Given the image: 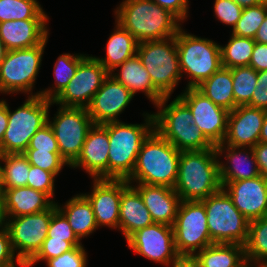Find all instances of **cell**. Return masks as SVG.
<instances>
[{
	"instance_id": "cell-39",
	"label": "cell",
	"mask_w": 267,
	"mask_h": 267,
	"mask_svg": "<svg viewBox=\"0 0 267 267\" xmlns=\"http://www.w3.org/2000/svg\"><path fill=\"white\" fill-rule=\"evenodd\" d=\"M23 154L27 157L30 165L52 172L55 176L59 174L63 166L68 165L61 157L60 153H49L48 151H37V149H26Z\"/></svg>"
},
{
	"instance_id": "cell-22",
	"label": "cell",
	"mask_w": 267,
	"mask_h": 267,
	"mask_svg": "<svg viewBox=\"0 0 267 267\" xmlns=\"http://www.w3.org/2000/svg\"><path fill=\"white\" fill-rule=\"evenodd\" d=\"M47 20L28 19L1 22L0 38L8 51L35 47L48 38Z\"/></svg>"
},
{
	"instance_id": "cell-34",
	"label": "cell",
	"mask_w": 267,
	"mask_h": 267,
	"mask_svg": "<svg viewBox=\"0 0 267 267\" xmlns=\"http://www.w3.org/2000/svg\"><path fill=\"white\" fill-rule=\"evenodd\" d=\"M254 46V39L232 34L228 44L220 46L222 67L249 66Z\"/></svg>"
},
{
	"instance_id": "cell-30",
	"label": "cell",
	"mask_w": 267,
	"mask_h": 267,
	"mask_svg": "<svg viewBox=\"0 0 267 267\" xmlns=\"http://www.w3.org/2000/svg\"><path fill=\"white\" fill-rule=\"evenodd\" d=\"M194 257L200 267H242L247 262L244 245L240 244L214 243Z\"/></svg>"
},
{
	"instance_id": "cell-18",
	"label": "cell",
	"mask_w": 267,
	"mask_h": 267,
	"mask_svg": "<svg viewBox=\"0 0 267 267\" xmlns=\"http://www.w3.org/2000/svg\"><path fill=\"white\" fill-rule=\"evenodd\" d=\"M134 95L112 75H108L87 107L94 124L120 121L118 116L133 100Z\"/></svg>"
},
{
	"instance_id": "cell-14",
	"label": "cell",
	"mask_w": 267,
	"mask_h": 267,
	"mask_svg": "<svg viewBox=\"0 0 267 267\" xmlns=\"http://www.w3.org/2000/svg\"><path fill=\"white\" fill-rule=\"evenodd\" d=\"M108 75L105 67L96 60L95 56L86 55L79 63L73 78L52 104L87 108Z\"/></svg>"
},
{
	"instance_id": "cell-19",
	"label": "cell",
	"mask_w": 267,
	"mask_h": 267,
	"mask_svg": "<svg viewBox=\"0 0 267 267\" xmlns=\"http://www.w3.org/2000/svg\"><path fill=\"white\" fill-rule=\"evenodd\" d=\"M234 206L249 220L267 215V179L257 176L221 185Z\"/></svg>"
},
{
	"instance_id": "cell-55",
	"label": "cell",
	"mask_w": 267,
	"mask_h": 267,
	"mask_svg": "<svg viewBox=\"0 0 267 267\" xmlns=\"http://www.w3.org/2000/svg\"><path fill=\"white\" fill-rule=\"evenodd\" d=\"M259 142L267 143V111H266L265 118L263 121V126L261 128V133L259 136Z\"/></svg>"
},
{
	"instance_id": "cell-33",
	"label": "cell",
	"mask_w": 267,
	"mask_h": 267,
	"mask_svg": "<svg viewBox=\"0 0 267 267\" xmlns=\"http://www.w3.org/2000/svg\"><path fill=\"white\" fill-rule=\"evenodd\" d=\"M84 54H62L57 58L54 65L55 87L52 89H45L34 93L40 95L45 99L53 101L61 91L68 85L70 80L75 75L79 63L85 58Z\"/></svg>"
},
{
	"instance_id": "cell-47",
	"label": "cell",
	"mask_w": 267,
	"mask_h": 267,
	"mask_svg": "<svg viewBox=\"0 0 267 267\" xmlns=\"http://www.w3.org/2000/svg\"><path fill=\"white\" fill-rule=\"evenodd\" d=\"M17 259L19 258L15 256V252L11 245L10 233L6 227L0 230V267L16 262Z\"/></svg>"
},
{
	"instance_id": "cell-57",
	"label": "cell",
	"mask_w": 267,
	"mask_h": 267,
	"mask_svg": "<svg viewBox=\"0 0 267 267\" xmlns=\"http://www.w3.org/2000/svg\"><path fill=\"white\" fill-rule=\"evenodd\" d=\"M15 263H17L20 267H31L29 261L25 259H17L16 262L2 267H16Z\"/></svg>"
},
{
	"instance_id": "cell-26",
	"label": "cell",
	"mask_w": 267,
	"mask_h": 267,
	"mask_svg": "<svg viewBox=\"0 0 267 267\" xmlns=\"http://www.w3.org/2000/svg\"><path fill=\"white\" fill-rule=\"evenodd\" d=\"M140 193L129 185L122 193L119 207V230L127 239L135 231L153 224Z\"/></svg>"
},
{
	"instance_id": "cell-58",
	"label": "cell",
	"mask_w": 267,
	"mask_h": 267,
	"mask_svg": "<svg viewBox=\"0 0 267 267\" xmlns=\"http://www.w3.org/2000/svg\"><path fill=\"white\" fill-rule=\"evenodd\" d=\"M7 51L8 50L6 49L5 44L3 43L2 39L0 38V65L3 62Z\"/></svg>"
},
{
	"instance_id": "cell-48",
	"label": "cell",
	"mask_w": 267,
	"mask_h": 267,
	"mask_svg": "<svg viewBox=\"0 0 267 267\" xmlns=\"http://www.w3.org/2000/svg\"><path fill=\"white\" fill-rule=\"evenodd\" d=\"M160 7L165 8L171 11L174 15H176L183 23L188 17V0H152Z\"/></svg>"
},
{
	"instance_id": "cell-60",
	"label": "cell",
	"mask_w": 267,
	"mask_h": 267,
	"mask_svg": "<svg viewBox=\"0 0 267 267\" xmlns=\"http://www.w3.org/2000/svg\"><path fill=\"white\" fill-rule=\"evenodd\" d=\"M253 265H251L250 263L246 262L242 267H252ZM254 267V266H253Z\"/></svg>"
},
{
	"instance_id": "cell-20",
	"label": "cell",
	"mask_w": 267,
	"mask_h": 267,
	"mask_svg": "<svg viewBox=\"0 0 267 267\" xmlns=\"http://www.w3.org/2000/svg\"><path fill=\"white\" fill-rule=\"evenodd\" d=\"M267 110L250 106H237L229 112L224 144L236 147H254L259 136Z\"/></svg>"
},
{
	"instance_id": "cell-42",
	"label": "cell",
	"mask_w": 267,
	"mask_h": 267,
	"mask_svg": "<svg viewBox=\"0 0 267 267\" xmlns=\"http://www.w3.org/2000/svg\"><path fill=\"white\" fill-rule=\"evenodd\" d=\"M74 246L64 240L53 239L52 237H47L41 249L38 253L29 261L30 266L32 267L38 261H47L48 259L56 258L62 255L65 252L72 250Z\"/></svg>"
},
{
	"instance_id": "cell-52",
	"label": "cell",
	"mask_w": 267,
	"mask_h": 267,
	"mask_svg": "<svg viewBox=\"0 0 267 267\" xmlns=\"http://www.w3.org/2000/svg\"><path fill=\"white\" fill-rule=\"evenodd\" d=\"M8 126V104L3 99L0 100V144L2 143V139L4 136V133Z\"/></svg>"
},
{
	"instance_id": "cell-50",
	"label": "cell",
	"mask_w": 267,
	"mask_h": 267,
	"mask_svg": "<svg viewBox=\"0 0 267 267\" xmlns=\"http://www.w3.org/2000/svg\"><path fill=\"white\" fill-rule=\"evenodd\" d=\"M260 175L267 179V143L259 142L252 147Z\"/></svg>"
},
{
	"instance_id": "cell-6",
	"label": "cell",
	"mask_w": 267,
	"mask_h": 267,
	"mask_svg": "<svg viewBox=\"0 0 267 267\" xmlns=\"http://www.w3.org/2000/svg\"><path fill=\"white\" fill-rule=\"evenodd\" d=\"M52 101L40 95L28 97L15 111L8 105V126L4 133L0 151L3 154L24 153L31 138L48 123Z\"/></svg>"
},
{
	"instance_id": "cell-11",
	"label": "cell",
	"mask_w": 267,
	"mask_h": 267,
	"mask_svg": "<svg viewBox=\"0 0 267 267\" xmlns=\"http://www.w3.org/2000/svg\"><path fill=\"white\" fill-rule=\"evenodd\" d=\"M173 231L179 255L194 256L198 250L214 244L209 234L206 209L201 201H181Z\"/></svg>"
},
{
	"instance_id": "cell-5",
	"label": "cell",
	"mask_w": 267,
	"mask_h": 267,
	"mask_svg": "<svg viewBox=\"0 0 267 267\" xmlns=\"http://www.w3.org/2000/svg\"><path fill=\"white\" fill-rule=\"evenodd\" d=\"M170 96L164 97L153 113L155 130L179 151H202L215 148L194 124L189 107L177 96L166 105ZM162 108V109H161Z\"/></svg>"
},
{
	"instance_id": "cell-12",
	"label": "cell",
	"mask_w": 267,
	"mask_h": 267,
	"mask_svg": "<svg viewBox=\"0 0 267 267\" xmlns=\"http://www.w3.org/2000/svg\"><path fill=\"white\" fill-rule=\"evenodd\" d=\"M48 124L54 131L61 157L71 166L79 157L87 133L94 125L87 108L59 105L53 121L48 114Z\"/></svg>"
},
{
	"instance_id": "cell-49",
	"label": "cell",
	"mask_w": 267,
	"mask_h": 267,
	"mask_svg": "<svg viewBox=\"0 0 267 267\" xmlns=\"http://www.w3.org/2000/svg\"><path fill=\"white\" fill-rule=\"evenodd\" d=\"M249 66L257 72L267 70V44L255 42Z\"/></svg>"
},
{
	"instance_id": "cell-25",
	"label": "cell",
	"mask_w": 267,
	"mask_h": 267,
	"mask_svg": "<svg viewBox=\"0 0 267 267\" xmlns=\"http://www.w3.org/2000/svg\"><path fill=\"white\" fill-rule=\"evenodd\" d=\"M6 217L29 215L50 209L56 202L28 186L0 189Z\"/></svg>"
},
{
	"instance_id": "cell-21",
	"label": "cell",
	"mask_w": 267,
	"mask_h": 267,
	"mask_svg": "<svg viewBox=\"0 0 267 267\" xmlns=\"http://www.w3.org/2000/svg\"><path fill=\"white\" fill-rule=\"evenodd\" d=\"M109 146L107 129L102 124H94L87 133L79 157L70 167H82L94 179H108Z\"/></svg>"
},
{
	"instance_id": "cell-31",
	"label": "cell",
	"mask_w": 267,
	"mask_h": 267,
	"mask_svg": "<svg viewBox=\"0 0 267 267\" xmlns=\"http://www.w3.org/2000/svg\"><path fill=\"white\" fill-rule=\"evenodd\" d=\"M231 69L221 67L196 88L216 105L232 111L235 108Z\"/></svg>"
},
{
	"instance_id": "cell-44",
	"label": "cell",
	"mask_w": 267,
	"mask_h": 267,
	"mask_svg": "<svg viewBox=\"0 0 267 267\" xmlns=\"http://www.w3.org/2000/svg\"><path fill=\"white\" fill-rule=\"evenodd\" d=\"M46 263L48 267H86L87 253L83 245L76 246L56 258L48 259Z\"/></svg>"
},
{
	"instance_id": "cell-15",
	"label": "cell",
	"mask_w": 267,
	"mask_h": 267,
	"mask_svg": "<svg viewBox=\"0 0 267 267\" xmlns=\"http://www.w3.org/2000/svg\"><path fill=\"white\" fill-rule=\"evenodd\" d=\"M178 97L189 107L194 124L214 145L223 143L228 124V110L216 105L197 88H185Z\"/></svg>"
},
{
	"instance_id": "cell-59",
	"label": "cell",
	"mask_w": 267,
	"mask_h": 267,
	"mask_svg": "<svg viewBox=\"0 0 267 267\" xmlns=\"http://www.w3.org/2000/svg\"><path fill=\"white\" fill-rule=\"evenodd\" d=\"M4 160V154L0 151V189H1V185H2V179H3V166L1 164H3Z\"/></svg>"
},
{
	"instance_id": "cell-40",
	"label": "cell",
	"mask_w": 267,
	"mask_h": 267,
	"mask_svg": "<svg viewBox=\"0 0 267 267\" xmlns=\"http://www.w3.org/2000/svg\"><path fill=\"white\" fill-rule=\"evenodd\" d=\"M47 237L70 242L74 247L82 246L66 217L57 209L53 214L48 227Z\"/></svg>"
},
{
	"instance_id": "cell-9",
	"label": "cell",
	"mask_w": 267,
	"mask_h": 267,
	"mask_svg": "<svg viewBox=\"0 0 267 267\" xmlns=\"http://www.w3.org/2000/svg\"><path fill=\"white\" fill-rule=\"evenodd\" d=\"M137 55L148 71L153 85L165 96H171L182 73L175 36L138 44Z\"/></svg>"
},
{
	"instance_id": "cell-45",
	"label": "cell",
	"mask_w": 267,
	"mask_h": 267,
	"mask_svg": "<svg viewBox=\"0 0 267 267\" xmlns=\"http://www.w3.org/2000/svg\"><path fill=\"white\" fill-rule=\"evenodd\" d=\"M243 8L232 0H215L214 13L220 22L233 27L241 17Z\"/></svg>"
},
{
	"instance_id": "cell-41",
	"label": "cell",
	"mask_w": 267,
	"mask_h": 267,
	"mask_svg": "<svg viewBox=\"0 0 267 267\" xmlns=\"http://www.w3.org/2000/svg\"><path fill=\"white\" fill-rule=\"evenodd\" d=\"M56 176L49 171L30 165L27 186L47 194L51 199L54 196V181Z\"/></svg>"
},
{
	"instance_id": "cell-54",
	"label": "cell",
	"mask_w": 267,
	"mask_h": 267,
	"mask_svg": "<svg viewBox=\"0 0 267 267\" xmlns=\"http://www.w3.org/2000/svg\"><path fill=\"white\" fill-rule=\"evenodd\" d=\"M242 8L252 7L264 3L266 0H232Z\"/></svg>"
},
{
	"instance_id": "cell-23",
	"label": "cell",
	"mask_w": 267,
	"mask_h": 267,
	"mask_svg": "<svg viewBox=\"0 0 267 267\" xmlns=\"http://www.w3.org/2000/svg\"><path fill=\"white\" fill-rule=\"evenodd\" d=\"M227 147V148H226ZM241 148V150H240ZM218 157L225 152V158L229 165L219 161V178L221 185L243 179H252L260 176V171L253 149L249 147L229 146L224 143L215 146ZM245 165L246 168H243Z\"/></svg>"
},
{
	"instance_id": "cell-10",
	"label": "cell",
	"mask_w": 267,
	"mask_h": 267,
	"mask_svg": "<svg viewBox=\"0 0 267 267\" xmlns=\"http://www.w3.org/2000/svg\"><path fill=\"white\" fill-rule=\"evenodd\" d=\"M48 38L32 48L7 51L0 65V92H23L33 96V87L41 67ZM30 92V93H29Z\"/></svg>"
},
{
	"instance_id": "cell-7",
	"label": "cell",
	"mask_w": 267,
	"mask_h": 267,
	"mask_svg": "<svg viewBox=\"0 0 267 267\" xmlns=\"http://www.w3.org/2000/svg\"><path fill=\"white\" fill-rule=\"evenodd\" d=\"M175 39L182 76L186 73L191 80L186 88H196L222 67L221 45L216 42L188 34L182 28Z\"/></svg>"
},
{
	"instance_id": "cell-56",
	"label": "cell",
	"mask_w": 267,
	"mask_h": 267,
	"mask_svg": "<svg viewBox=\"0 0 267 267\" xmlns=\"http://www.w3.org/2000/svg\"><path fill=\"white\" fill-rule=\"evenodd\" d=\"M6 223H7V219H6V215L4 211L2 197L0 195V230L6 228Z\"/></svg>"
},
{
	"instance_id": "cell-24",
	"label": "cell",
	"mask_w": 267,
	"mask_h": 267,
	"mask_svg": "<svg viewBox=\"0 0 267 267\" xmlns=\"http://www.w3.org/2000/svg\"><path fill=\"white\" fill-rule=\"evenodd\" d=\"M133 187L140 193L154 223L173 226L181 203L173 188L147 184Z\"/></svg>"
},
{
	"instance_id": "cell-1",
	"label": "cell",
	"mask_w": 267,
	"mask_h": 267,
	"mask_svg": "<svg viewBox=\"0 0 267 267\" xmlns=\"http://www.w3.org/2000/svg\"><path fill=\"white\" fill-rule=\"evenodd\" d=\"M114 12L115 21L139 43L176 36L181 29L182 21L152 0H124Z\"/></svg>"
},
{
	"instance_id": "cell-36",
	"label": "cell",
	"mask_w": 267,
	"mask_h": 267,
	"mask_svg": "<svg viewBox=\"0 0 267 267\" xmlns=\"http://www.w3.org/2000/svg\"><path fill=\"white\" fill-rule=\"evenodd\" d=\"M1 189L27 186L30 164L23 153L4 154Z\"/></svg>"
},
{
	"instance_id": "cell-29",
	"label": "cell",
	"mask_w": 267,
	"mask_h": 267,
	"mask_svg": "<svg viewBox=\"0 0 267 267\" xmlns=\"http://www.w3.org/2000/svg\"><path fill=\"white\" fill-rule=\"evenodd\" d=\"M56 206L66 217L72 230L80 240L98 229L93 207L83 193L69 199L63 207H60L58 202Z\"/></svg>"
},
{
	"instance_id": "cell-37",
	"label": "cell",
	"mask_w": 267,
	"mask_h": 267,
	"mask_svg": "<svg viewBox=\"0 0 267 267\" xmlns=\"http://www.w3.org/2000/svg\"><path fill=\"white\" fill-rule=\"evenodd\" d=\"M235 108L246 106L251 101L257 85V71L250 66L234 67L231 69Z\"/></svg>"
},
{
	"instance_id": "cell-3",
	"label": "cell",
	"mask_w": 267,
	"mask_h": 267,
	"mask_svg": "<svg viewBox=\"0 0 267 267\" xmlns=\"http://www.w3.org/2000/svg\"><path fill=\"white\" fill-rule=\"evenodd\" d=\"M180 155L181 151L154 130L145 139L134 170L126 180L130 185L136 182L174 189Z\"/></svg>"
},
{
	"instance_id": "cell-46",
	"label": "cell",
	"mask_w": 267,
	"mask_h": 267,
	"mask_svg": "<svg viewBox=\"0 0 267 267\" xmlns=\"http://www.w3.org/2000/svg\"><path fill=\"white\" fill-rule=\"evenodd\" d=\"M247 106L267 110V70L257 72V85Z\"/></svg>"
},
{
	"instance_id": "cell-38",
	"label": "cell",
	"mask_w": 267,
	"mask_h": 267,
	"mask_svg": "<svg viewBox=\"0 0 267 267\" xmlns=\"http://www.w3.org/2000/svg\"><path fill=\"white\" fill-rule=\"evenodd\" d=\"M267 14V0L256 6L243 8L242 14L232 29V34L254 39Z\"/></svg>"
},
{
	"instance_id": "cell-4",
	"label": "cell",
	"mask_w": 267,
	"mask_h": 267,
	"mask_svg": "<svg viewBox=\"0 0 267 267\" xmlns=\"http://www.w3.org/2000/svg\"><path fill=\"white\" fill-rule=\"evenodd\" d=\"M144 124L122 121L102 124L108 131V179H127L133 172L145 139L155 130L153 113H144Z\"/></svg>"
},
{
	"instance_id": "cell-35",
	"label": "cell",
	"mask_w": 267,
	"mask_h": 267,
	"mask_svg": "<svg viewBox=\"0 0 267 267\" xmlns=\"http://www.w3.org/2000/svg\"><path fill=\"white\" fill-rule=\"evenodd\" d=\"M48 18L37 0H0V23L10 20Z\"/></svg>"
},
{
	"instance_id": "cell-13",
	"label": "cell",
	"mask_w": 267,
	"mask_h": 267,
	"mask_svg": "<svg viewBox=\"0 0 267 267\" xmlns=\"http://www.w3.org/2000/svg\"><path fill=\"white\" fill-rule=\"evenodd\" d=\"M56 210L55 203L50 209L38 213L6 217V227L10 233L13 250L18 252L17 258L30 261L38 253L47 238L52 214Z\"/></svg>"
},
{
	"instance_id": "cell-43",
	"label": "cell",
	"mask_w": 267,
	"mask_h": 267,
	"mask_svg": "<svg viewBox=\"0 0 267 267\" xmlns=\"http://www.w3.org/2000/svg\"><path fill=\"white\" fill-rule=\"evenodd\" d=\"M27 149L60 153L54 131L48 123L39 129L31 138Z\"/></svg>"
},
{
	"instance_id": "cell-27",
	"label": "cell",
	"mask_w": 267,
	"mask_h": 267,
	"mask_svg": "<svg viewBox=\"0 0 267 267\" xmlns=\"http://www.w3.org/2000/svg\"><path fill=\"white\" fill-rule=\"evenodd\" d=\"M117 68L118 73H110L118 82L123 84L135 96L138 91L144 92L145 96L156 106L165 96L153 85L148 71L141 63L138 55L125 60Z\"/></svg>"
},
{
	"instance_id": "cell-51",
	"label": "cell",
	"mask_w": 267,
	"mask_h": 267,
	"mask_svg": "<svg viewBox=\"0 0 267 267\" xmlns=\"http://www.w3.org/2000/svg\"><path fill=\"white\" fill-rule=\"evenodd\" d=\"M171 263L169 265H172V267H200L198 260L189 255H179Z\"/></svg>"
},
{
	"instance_id": "cell-28",
	"label": "cell",
	"mask_w": 267,
	"mask_h": 267,
	"mask_svg": "<svg viewBox=\"0 0 267 267\" xmlns=\"http://www.w3.org/2000/svg\"><path fill=\"white\" fill-rule=\"evenodd\" d=\"M114 32L109 36L106 45V57L98 58L96 60L101 63L106 71L110 74L122 64L125 60L137 54L139 42L126 29H124L118 22Z\"/></svg>"
},
{
	"instance_id": "cell-16",
	"label": "cell",
	"mask_w": 267,
	"mask_h": 267,
	"mask_svg": "<svg viewBox=\"0 0 267 267\" xmlns=\"http://www.w3.org/2000/svg\"><path fill=\"white\" fill-rule=\"evenodd\" d=\"M126 241L135 253L166 266L179 256L173 226L153 223L135 231Z\"/></svg>"
},
{
	"instance_id": "cell-32",
	"label": "cell",
	"mask_w": 267,
	"mask_h": 267,
	"mask_svg": "<svg viewBox=\"0 0 267 267\" xmlns=\"http://www.w3.org/2000/svg\"><path fill=\"white\" fill-rule=\"evenodd\" d=\"M244 250L248 263L254 267H267V215L250 221Z\"/></svg>"
},
{
	"instance_id": "cell-53",
	"label": "cell",
	"mask_w": 267,
	"mask_h": 267,
	"mask_svg": "<svg viewBox=\"0 0 267 267\" xmlns=\"http://www.w3.org/2000/svg\"><path fill=\"white\" fill-rule=\"evenodd\" d=\"M254 41L262 44H267V14L258 31L256 32Z\"/></svg>"
},
{
	"instance_id": "cell-8",
	"label": "cell",
	"mask_w": 267,
	"mask_h": 267,
	"mask_svg": "<svg viewBox=\"0 0 267 267\" xmlns=\"http://www.w3.org/2000/svg\"><path fill=\"white\" fill-rule=\"evenodd\" d=\"M201 202L206 209L207 225L213 243H246L250 221L234 206L223 188Z\"/></svg>"
},
{
	"instance_id": "cell-17",
	"label": "cell",
	"mask_w": 267,
	"mask_h": 267,
	"mask_svg": "<svg viewBox=\"0 0 267 267\" xmlns=\"http://www.w3.org/2000/svg\"><path fill=\"white\" fill-rule=\"evenodd\" d=\"M130 184L126 179H94L90 194H83L91 203L97 226L119 228L121 193Z\"/></svg>"
},
{
	"instance_id": "cell-2",
	"label": "cell",
	"mask_w": 267,
	"mask_h": 267,
	"mask_svg": "<svg viewBox=\"0 0 267 267\" xmlns=\"http://www.w3.org/2000/svg\"><path fill=\"white\" fill-rule=\"evenodd\" d=\"M219 160L215 148L181 151L174 186L181 201H202L222 188Z\"/></svg>"
}]
</instances>
